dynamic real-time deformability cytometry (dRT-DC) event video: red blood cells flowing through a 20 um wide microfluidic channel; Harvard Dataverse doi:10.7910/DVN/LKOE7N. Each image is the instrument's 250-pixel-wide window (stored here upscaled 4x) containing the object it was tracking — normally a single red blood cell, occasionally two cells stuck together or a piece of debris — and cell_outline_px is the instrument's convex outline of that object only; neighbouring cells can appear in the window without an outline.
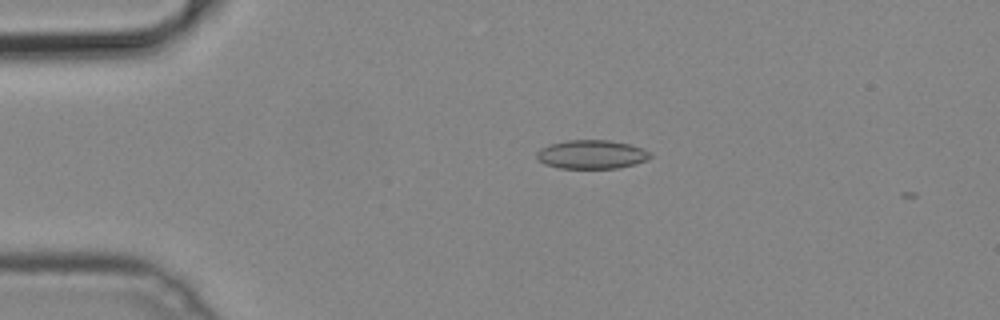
{"species": "common noctule bat (a hibernating species)", "species_latin": "Nyctalus noctula", "temperature_condition": "cold", "stored_images_in_passage": 3, "camera_frame_rate_fps": 3000, "um_per_image_px": 0.085, "animal": {"sex": "male", "body_mass_g": 19.2, "forearm_length_mm": 51.8}, "frame": {"image": 1, "passage_image": 1, "time_ms": 0.0, "image_size_px": [1000, 320], "cell_outline_px": [[652, 156], [648, 160], [636, 164], [620, 168], [560, 168], [544, 164], [536, 160], [536, 152], [540, 148], [548, 144], [568, 140], [608, 140], [628, 144], [644, 148], [652, 152]], "centroid_in_image_um": [50.29, 13.13], "position_along_channel_um": 34.7, "area_um2": 19.36}}